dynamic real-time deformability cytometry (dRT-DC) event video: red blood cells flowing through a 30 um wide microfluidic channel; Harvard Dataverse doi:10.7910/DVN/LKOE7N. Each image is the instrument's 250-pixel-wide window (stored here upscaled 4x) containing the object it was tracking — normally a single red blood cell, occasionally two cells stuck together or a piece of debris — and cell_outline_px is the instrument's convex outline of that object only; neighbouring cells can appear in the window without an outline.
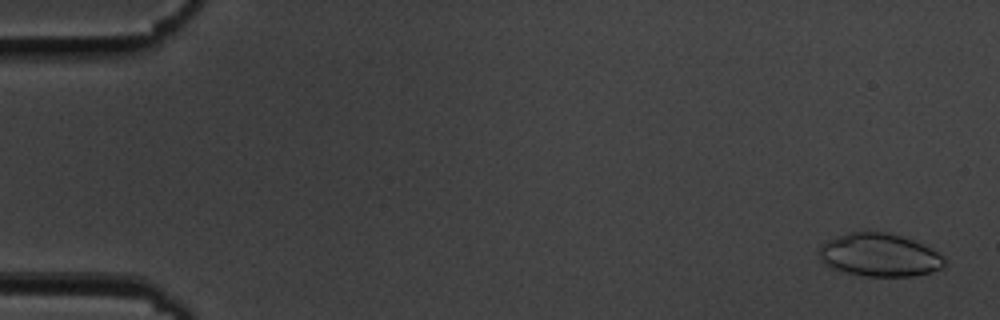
{"species": "common noctule bat (a hibernating species)", "species_latin": "Nyctalus noctula", "temperature_condition": "cold", "stored_images_in_passage": 56, "camera_frame_rate_fps": 3000, "um_per_image_px": 0.085, "animal": {"sex": "male", "body_mass_g": 19.5, "forearm_length_mm": 54.6}, "frame": {"image": 1, "passage_image": 2, "time_ms": 0.333, "image_size_px": [1000, 320], "cell_outline_px": [[948, 264], [940, 268], [928, 272], [912, 276], [864, 276], [832, 268], [824, 264], [820, 256], [820, 244], [828, 240], [848, 232], [864, 228], [888, 232], [912, 240], [944, 256]], "centroid_in_image_um": [74.73, 21.64], "position_along_channel_um": 10.3, "area_um2": 31.62}}
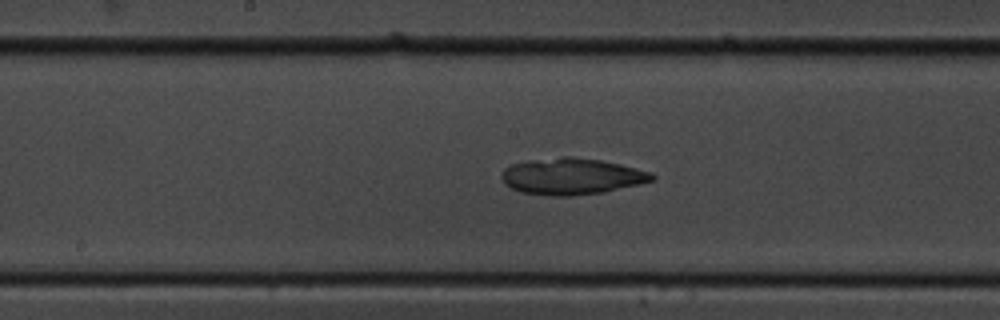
{"frame": {"image": 2, "passage_image": 29, "time_ms": 9.333, "image_size_px": [1000, 320], "cell_outline_px": [[656, 180], [640, 184], [604, 192], [572, 196], [548, 196], [520, 192], [504, 184], [500, 176], [504, 168], [512, 164], [528, 160], [564, 156], [572, 156], [600, 160], [620, 164], [652, 172], [656, 176]], "centroid_in_image_um": [48.59, 14.99], "position_along_channel_um": 199.6, "area_um2": 32.31}}
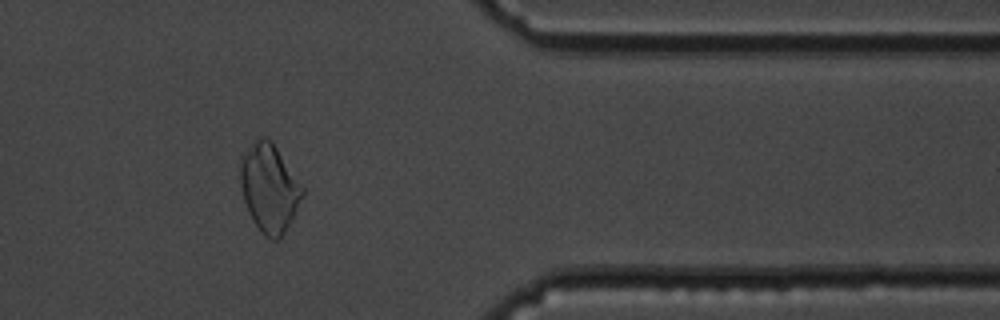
{"frame": {"image": 3, "passage_image": 46, "time_ms": 15.0, "image_size_px": [1000, 320], "cell_outline_px": [[304, 196], [292, 220], [280, 240], [272, 240], [264, 236], [252, 220], [248, 212], [244, 200], [240, 184], [240, 156], [256, 140], [264, 136], [272, 140], [304, 188]], "centroid_in_image_um": [22.9, 16.0], "position_along_channel_um": 388.5, "area_um2": 32.14}}